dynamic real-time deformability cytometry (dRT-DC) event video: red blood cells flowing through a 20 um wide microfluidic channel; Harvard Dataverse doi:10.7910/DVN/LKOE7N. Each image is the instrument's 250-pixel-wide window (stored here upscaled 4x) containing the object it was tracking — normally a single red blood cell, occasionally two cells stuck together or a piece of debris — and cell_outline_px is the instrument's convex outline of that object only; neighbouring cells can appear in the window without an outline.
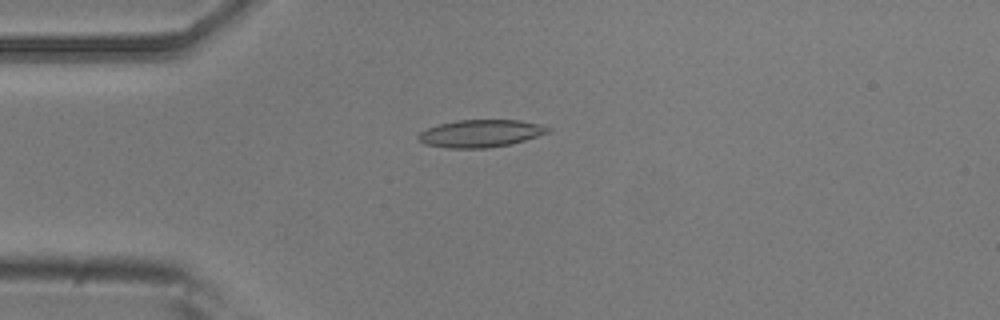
{"species": "common noctule bat (a hibernating species)", "species_latin": "Nyctalus noctula", "temperature_condition": "room temperature", "stored_images_in_passage": 51, "camera_frame_rate_fps": 3000, "um_per_image_px": 0.085, "animal": {"sex": "male", "body_mass_g": 20.5, "forearm_length_mm": 52.5}, "frame": {"image": 1, "passage_image": 13, "time_ms": 4.0, "image_size_px": [1000, 320], "cell_outline_px": [[552, 128], [548, 132], [524, 140], [508, 144], [488, 148], [444, 148], [424, 144], [416, 136], [420, 132], [428, 128], [440, 124], [456, 120], [520, 120], [540, 124]], "centroid_in_image_um": [40.82, 11.34], "position_along_channel_um": 44.2, "area_um2": 20.63}}
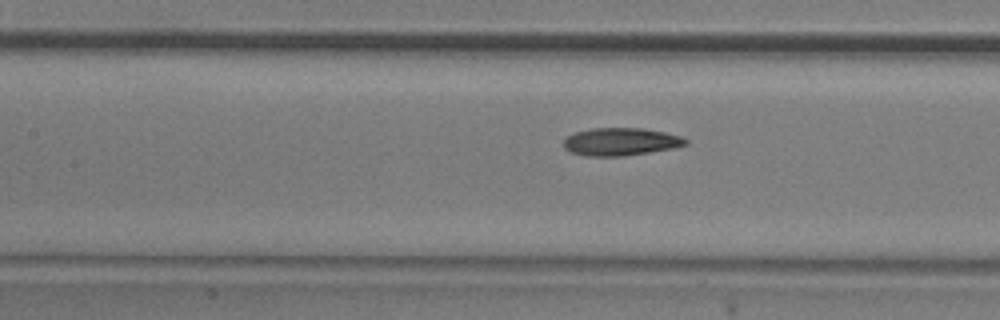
{"frame": {"image": 2, "passage_image": 23, "time_ms": 7.333, "image_size_px": [1000, 320], "cell_outline_px": [[688, 144], [676, 148], [624, 156], [584, 156], [568, 152], [564, 148], [564, 140], [568, 136], [576, 132], [592, 128], [644, 128], [664, 132], [680, 136], [688, 140]], "centroid_in_image_um": [52.77, 12.05], "position_along_channel_um": 154.6, "area_um2": 19.88}}
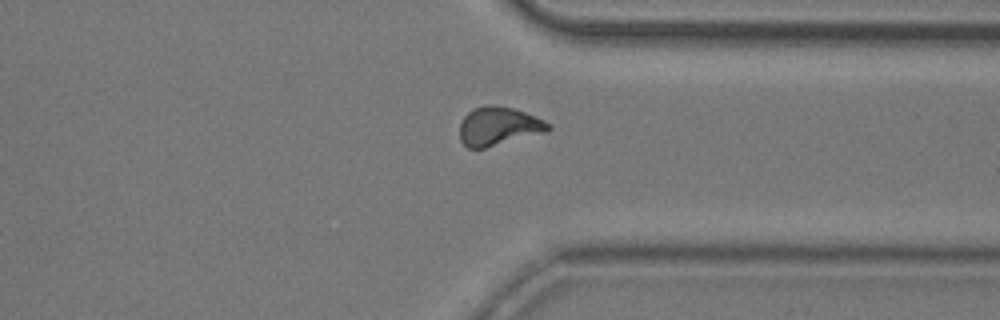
{"frame": {"image": 3, "passage_image": 40, "time_ms": 13.0, "image_size_px": [1000, 320], "cell_outline_px": [[552, 128], [548, 132], [484, 148], [468, 148], [460, 140], [460, 120], [472, 108], [484, 104], [492, 104], [512, 108], [524, 112], [544, 120]], "centroid_in_image_um": [42.36, 10.72], "position_along_channel_um": 369.0, "area_um2": 20.06}}